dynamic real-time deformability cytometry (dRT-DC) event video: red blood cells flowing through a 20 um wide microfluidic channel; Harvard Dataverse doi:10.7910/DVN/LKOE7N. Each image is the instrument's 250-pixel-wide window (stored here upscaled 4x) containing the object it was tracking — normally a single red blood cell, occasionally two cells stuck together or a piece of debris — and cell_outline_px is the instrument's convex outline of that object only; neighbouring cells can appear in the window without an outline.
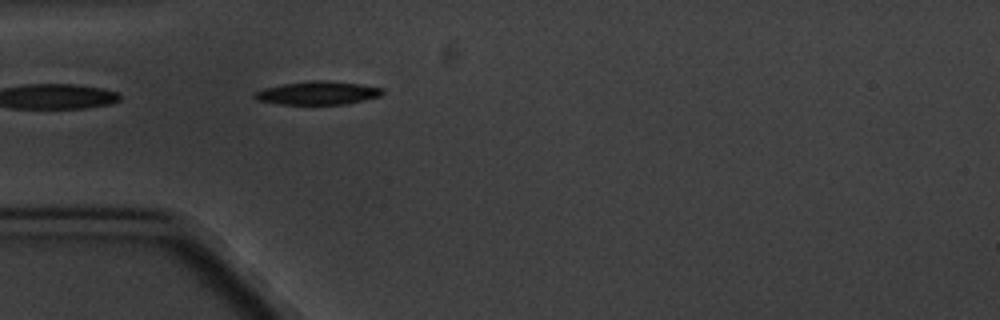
{"species": "common noctule bat (a hibernating species)", "species_latin": "Nyctalus noctula", "temperature_condition": "cold", "stored_images_in_passage": 5, "camera_frame_rate_fps": 3000, "um_per_image_px": 0.085, "animal": {"sex": "male", "body_mass_g": 20.1, "forearm_length_mm": 53.5}, "frame": {"image": 1, "passage_image": 5, "time_ms": 4.667, "image_size_px": [1000, 320], "cell_outline_px": [[384, 92], [380, 96], [364, 100], [344, 104], [276, 104], [260, 100], [252, 96], [256, 92], [264, 88], [284, 84], [312, 80], [324, 80], [360, 84], [384, 88]], "centroid_in_image_um": [27.04, 7.9], "position_along_channel_um": 58.0, "area_um2": 17.22}}